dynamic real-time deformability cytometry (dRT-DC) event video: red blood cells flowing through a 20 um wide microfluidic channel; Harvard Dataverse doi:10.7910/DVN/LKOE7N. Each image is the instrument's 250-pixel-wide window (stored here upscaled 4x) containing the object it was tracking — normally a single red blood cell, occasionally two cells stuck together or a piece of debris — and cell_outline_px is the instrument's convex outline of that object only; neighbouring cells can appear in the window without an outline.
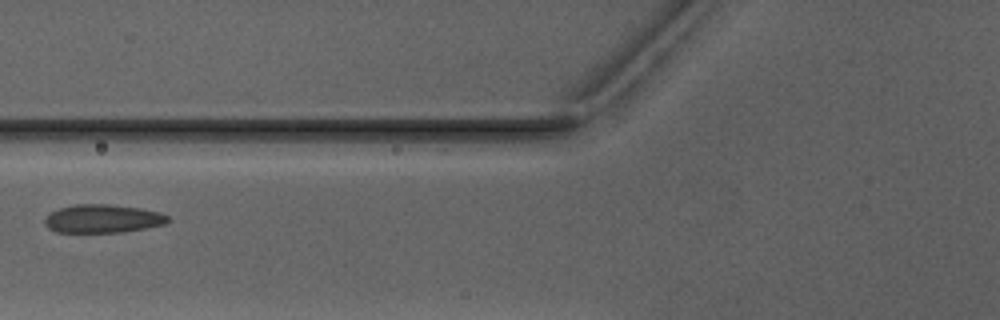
{"species": "Egyptian fruit bat (a non-hibernating species)", "species_latin": "Rousettus aegyptiacus", "temperature_condition": "warm", "stored_images_in_passage": 3, "camera_frame_rate_fps": 3000, "um_per_image_px": 0.085, "animal": {"sex": "male"}, "frame": {"image": 1, "passage_image": 3, "time_ms": 2.333, "image_size_px": [1000, 320], "cell_outline_px": [[172, 220], [164, 224], [124, 232], [56, 232], [48, 228], [44, 224], [44, 216], [60, 208], [76, 204], [112, 204], [140, 208], [160, 212], [168, 216]], "centroid_in_image_um": [8.73, 18.58], "position_along_channel_um": 117.1, "area_um2": 20.46}}